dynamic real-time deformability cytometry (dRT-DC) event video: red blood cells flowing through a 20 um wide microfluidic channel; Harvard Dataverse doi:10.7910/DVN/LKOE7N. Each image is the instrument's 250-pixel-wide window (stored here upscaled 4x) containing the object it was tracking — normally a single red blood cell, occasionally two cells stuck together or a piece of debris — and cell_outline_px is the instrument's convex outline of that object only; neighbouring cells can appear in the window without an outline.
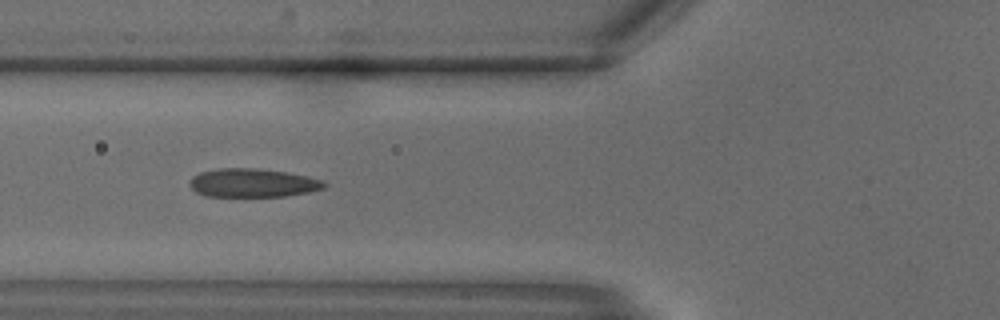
{"species": "common noctule bat (a hibernating species)", "species_latin": "Nyctalus noctula", "temperature_condition": "warm", "stored_images_in_passage": 30, "camera_frame_rate_fps": 3000, "um_per_image_px": 0.085, "animal": {"sex": "male", "body_mass_g": 18.8}, "frame": {"image": 1, "passage_image": 12, "time_ms": 3.667, "image_size_px": [1000, 320], "cell_outline_px": [[328, 184], [324, 188], [308, 192], [284, 196], [204, 196], [196, 192], [188, 184], [192, 176], [200, 172], [220, 168], [256, 168], [284, 172], [308, 176], [324, 180]], "centroid_in_image_um": [21.47, 15.54], "position_along_channel_um": 104.3, "area_um2": 22.43}}
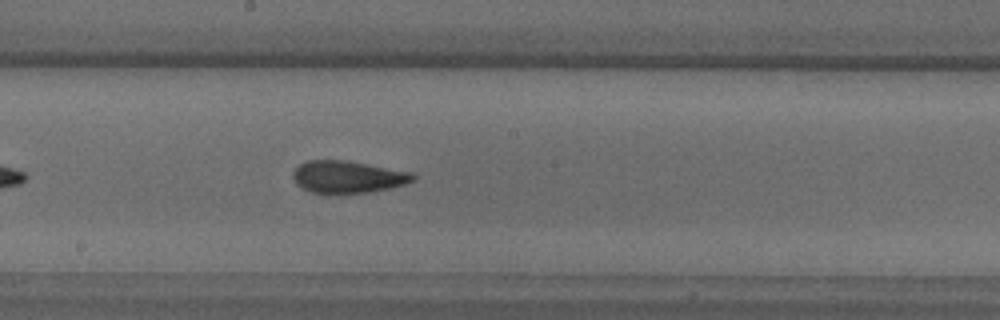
{"frame": {"image": 2, "passage_image": 17, "time_ms": 5.333, "image_size_px": [1000, 320], "cell_outline_px": [[416, 180], [404, 184], [388, 188], [368, 192], [312, 192], [296, 184], [292, 176], [292, 172], [300, 164], [308, 160], [344, 160], [408, 172], [416, 176]], "centroid_in_image_um": [29.52, 15.02], "position_along_channel_um": 218.7, "area_um2": 21.85}}
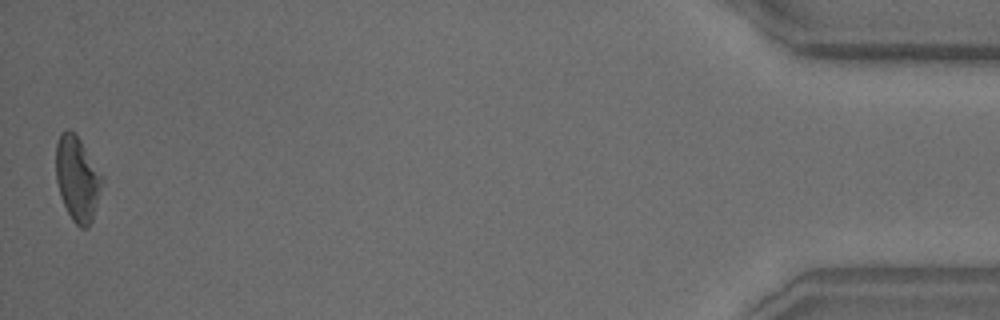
{"frame": {"image": 3, "passage_image": 30, "time_ms": 9.667, "image_size_px": [1000, 320], "cell_outline_px": [[104, 180], [92, 220], [88, 228], [80, 228], [72, 220], [60, 196], [56, 180], [56, 144], [60, 132], [68, 128], [76, 132], [104, 176]], "centroid_in_image_um": [6.58, 15.14], "position_along_channel_um": 428.6, "area_um2": 23.24}}